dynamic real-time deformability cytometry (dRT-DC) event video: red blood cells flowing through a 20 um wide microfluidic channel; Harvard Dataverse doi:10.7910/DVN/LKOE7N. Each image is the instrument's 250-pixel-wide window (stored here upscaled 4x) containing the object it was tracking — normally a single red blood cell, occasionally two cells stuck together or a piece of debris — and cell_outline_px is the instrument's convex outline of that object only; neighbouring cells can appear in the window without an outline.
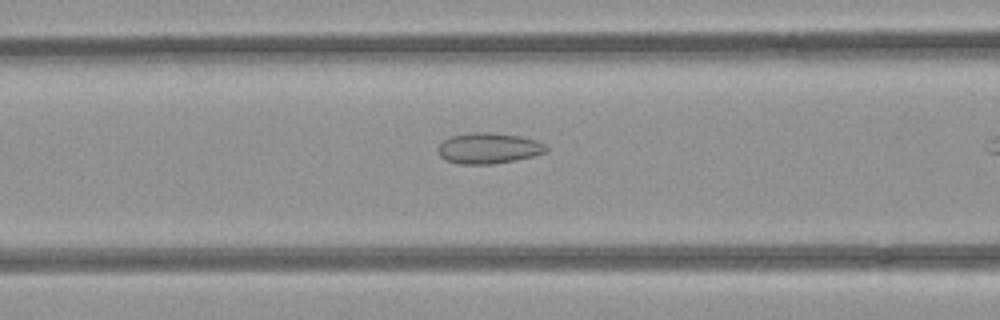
{"species": "common noctule bat (a hibernating species)", "species_latin": "Nyctalus noctula", "temperature_condition": "room temperature", "stored_images_in_passage": 20, "camera_frame_rate_fps": 3000, "um_per_image_px": 0.085, "animal": {"sex": "female", "body_mass_g": 21.9}, "frame": {"image": 1, "passage_image": 15, "time_ms": 4.667, "image_size_px": [1000, 320], "cell_outline_px": [[548, 152], [516, 160], [492, 164], [460, 164], [444, 160], [436, 152], [436, 148], [444, 140], [452, 136], [472, 132], [488, 132], [520, 136], [536, 140], [544, 144], [548, 148]], "centroid_in_image_um": [41.51, 12.6], "position_along_channel_um": 125.1, "area_um2": 19.54}}